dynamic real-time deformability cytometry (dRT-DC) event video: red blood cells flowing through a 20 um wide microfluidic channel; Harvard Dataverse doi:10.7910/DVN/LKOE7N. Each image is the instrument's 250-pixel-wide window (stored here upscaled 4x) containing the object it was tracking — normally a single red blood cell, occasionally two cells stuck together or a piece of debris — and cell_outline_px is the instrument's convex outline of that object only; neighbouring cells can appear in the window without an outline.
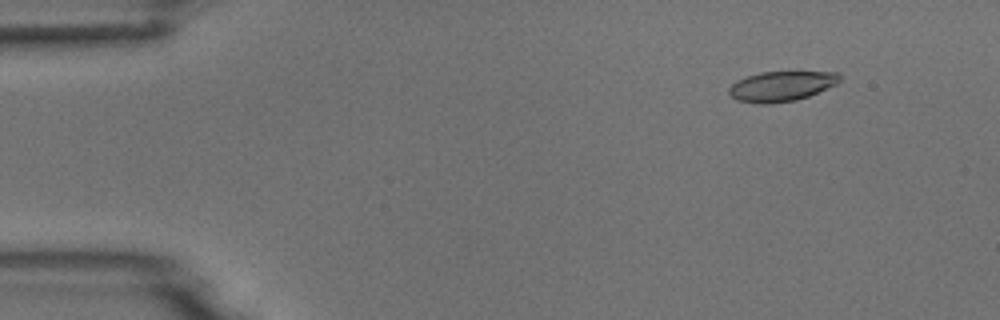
{"species": "common noctule bat (a hibernating species)", "species_latin": "Nyctalus noctula", "temperature_condition": "room temperature", "stored_images_in_passage": 3, "camera_frame_rate_fps": 3000, "um_per_image_px": 0.085, "animal": {"sex": "male", "body_mass_g": 18.8}, "frame": {"image": 1, "passage_image": 1, "time_ms": 0.0, "image_size_px": [1000, 320], "cell_outline_px": [[840, 80], [836, 84], [808, 96], [796, 100], [768, 104], [760, 104], [736, 100], [728, 92], [728, 88], [736, 80], [760, 72], [840, 72]], "centroid_in_image_um": [66.39, 7.33], "position_along_channel_um": 18.6, "area_um2": 19.31}}